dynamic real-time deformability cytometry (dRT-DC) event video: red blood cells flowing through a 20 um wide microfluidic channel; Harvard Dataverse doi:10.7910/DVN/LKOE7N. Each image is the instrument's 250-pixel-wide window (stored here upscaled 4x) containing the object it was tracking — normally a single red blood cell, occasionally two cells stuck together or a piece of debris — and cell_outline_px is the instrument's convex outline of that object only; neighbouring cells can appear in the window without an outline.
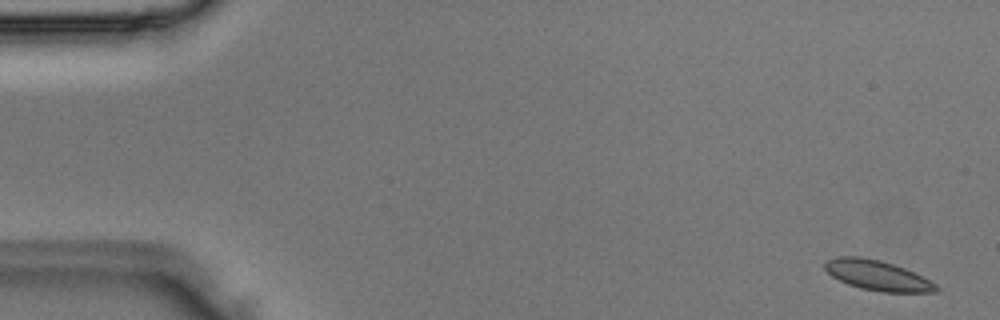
{"species": "Egyptian fruit bat (a non-hibernating species)", "species_latin": "Rousettus aegyptiacus", "temperature_condition": "room temperature", "stored_images_in_passage": 4, "camera_frame_rate_fps": 3000, "um_per_image_px": 0.085, "animal": {"sex": "male"}, "frame": {"image": 1, "passage_image": 1, "time_ms": 0.0, "image_size_px": [1000, 320], "cell_outline_px": [[940, 288], [936, 292], [880, 292], [860, 288], [848, 284], [832, 276], [824, 268], [824, 264], [828, 260], [836, 256], [860, 256], [880, 260], [904, 268], [936, 284]], "centroid_in_image_um": [74.55, 23.41], "position_along_channel_um": 10.4, "area_um2": 19.31}}